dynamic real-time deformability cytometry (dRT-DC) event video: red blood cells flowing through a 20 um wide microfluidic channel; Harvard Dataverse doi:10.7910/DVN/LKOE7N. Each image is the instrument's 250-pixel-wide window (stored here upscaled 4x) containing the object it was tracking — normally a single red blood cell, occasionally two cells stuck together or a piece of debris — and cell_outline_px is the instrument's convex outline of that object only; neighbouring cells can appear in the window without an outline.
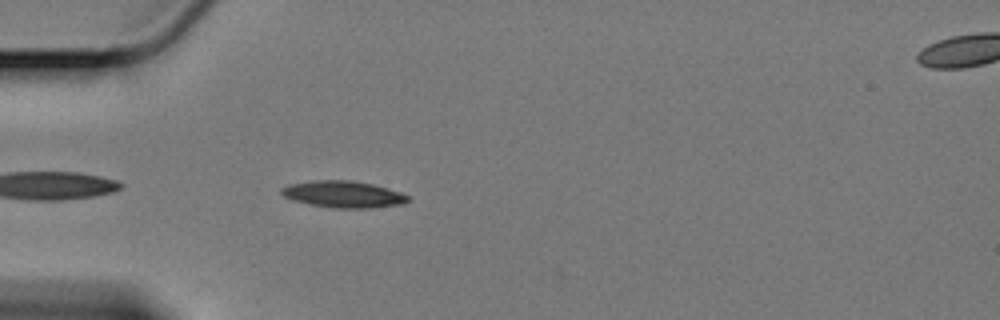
{"species": "Egyptian fruit bat (a non-hibernating species)", "species_latin": "Rousettus aegyptiacus", "temperature_condition": "cold", "stored_images_in_passage": 18, "camera_frame_rate_fps": 3000, "um_per_image_px": 0.085, "animal": {"sex": "female"}, "frame": {"image": 1, "passage_image": 3, "time_ms": 0.667, "image_size_px": [1000, 320], "cell_outline_px": [[408, 200], [404, 204], [368, 208], [332, 208], [308, 204], [292, 200], [284, 196], [280, 192], [280, 188], [288, 184], [312, 180], [352, 180], [372, 184], [388, 188], [400, 192], [408, 196]], "centroid_in_image_um": [29.14, 16.51], "position_along_channel_um": 55.9, "area_um2": 19.83}}
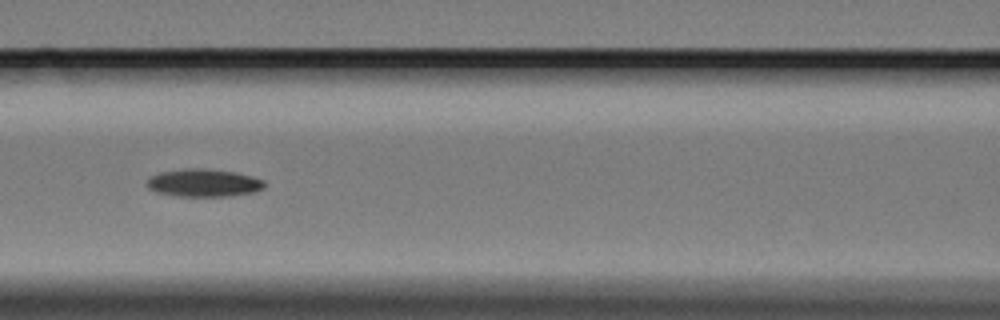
{"frame": {"image": 2, "passage_image": 12, "time_ms": 3.667, "image_size_px": [1000, 320], "cell_outline_px": [[264, 188], [252, 192], [228, 196], [180, 196], [156, 192], [148, 188], [144, 184], [148, 176], [160, 172], [184, 168], [204, 168], [236, 172], [252, 176], [264, 180]], "centroid_in_image_um": [17.25, 15.53], "position_along_channel_um": 149.3, "area_um2": 19.19}}
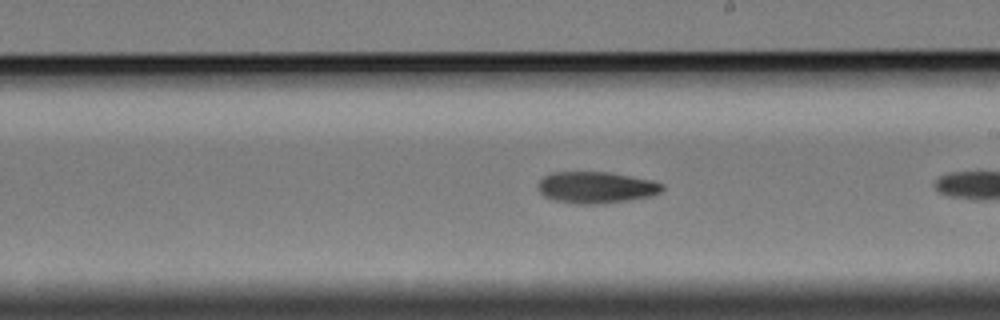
{"frame": {"image": 3, "passage_image": 17, "time_ms": 5.333, "image_size_px": [1000, 320], "cell_outline_px": [[664, 188], [660, 192], [648, 196], [628, 200], [596, 204], [576, 204], [556, 200], [544, 196], [540, 192], [536, 184], [544, 176], [552, 172], [608, 172], [652, 180], [664, 184]], "centroid_in_image_um": [50.64, 15.92], "position_along_channel_um": 238.4, "area_um2": 22.72}}